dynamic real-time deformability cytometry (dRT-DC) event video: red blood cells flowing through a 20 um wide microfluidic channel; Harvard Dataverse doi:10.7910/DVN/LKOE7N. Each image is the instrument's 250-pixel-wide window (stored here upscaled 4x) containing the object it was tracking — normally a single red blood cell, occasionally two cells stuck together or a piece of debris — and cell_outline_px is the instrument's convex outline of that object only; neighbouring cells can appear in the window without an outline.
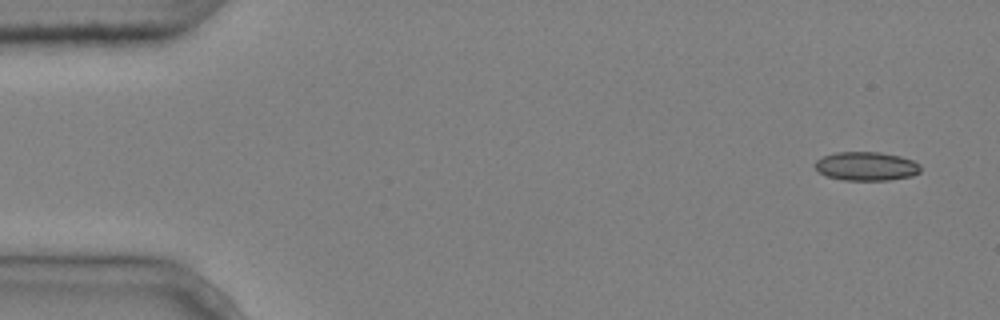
{"species": "common noctule bat (a hibernating species)", "species_latin": "Nyctalus noctula", "temperature_condition": "cold", "stored_images_in_passage": 3, "camera_frame_rate_fps": 3000, "um_per_image_px": 0.085, "animal": {"sex": "male", "body_mass_g": 20.4}, "frame": {"image": 1, "passage_image": 1, "time_ms": 0.0, "image_size_px": [1000, 320], "cell_outline_px": [[920, 172], [912, 176], [888, 180], [844, 180], [824, 176], [816, 168], [816, 160], [824, 156], [836, 152], [880, 152], [900, 156], [912, 160], [920, 164]], "centroid_in_image_um": [73.65, 14.13], "position_along_channel_um": 11.4, "area_um2": 17.69}}